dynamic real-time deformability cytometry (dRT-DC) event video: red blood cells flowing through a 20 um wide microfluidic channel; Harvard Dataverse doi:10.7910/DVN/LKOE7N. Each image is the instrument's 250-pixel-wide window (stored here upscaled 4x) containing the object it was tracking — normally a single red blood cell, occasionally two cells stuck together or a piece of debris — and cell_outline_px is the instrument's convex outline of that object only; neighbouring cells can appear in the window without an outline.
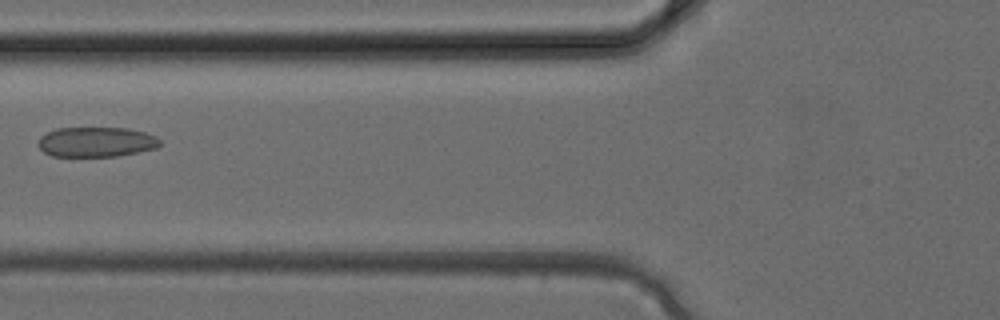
{"species": "common noctule bat (a hibernating species)", "species_latin": "Nyctalus noctula", "temperature_condition": "cold", "stored_images_in_passage": 4, "camera_frame_rate_fps": 3000, "um_per_image_px": 0.085, "animal": {"sex": "female", "body_mass_g": 24.6, "forearm_length_mm": 56.2}, "frame": {"image": 1, "passage_image": 4, "time_ms": 1.0, "image_size_px": [1000, 320], "cell_outline_px": [[160, 144], [156, 148], [116, 156], [52, 156], [44, 152], [36, 144], [40, 136], [56, 128], [128, 128], [144, 132], [156, 136], [160, 140]], "centroid_in_image_um": [8.15, 12.06], "position_along_channel_um": 117.6, "area_um2": 21.21}}